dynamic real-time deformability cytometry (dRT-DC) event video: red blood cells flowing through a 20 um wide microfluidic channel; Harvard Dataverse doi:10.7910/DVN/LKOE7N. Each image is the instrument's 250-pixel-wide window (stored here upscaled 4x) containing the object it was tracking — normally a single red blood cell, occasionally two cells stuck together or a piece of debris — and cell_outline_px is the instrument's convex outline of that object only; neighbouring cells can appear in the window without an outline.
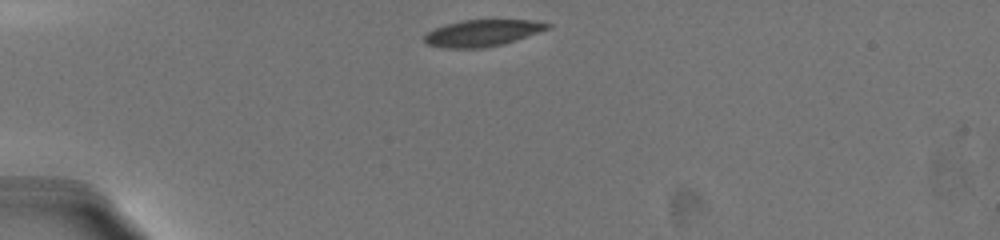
{"species": "common noctule bat (a hibernating species)", "species_latin": "Nyctalus noctula", "temperature_condition": "warm", "stored_images_in_passage": 47, "camera_frame_rate_fps": 3000, "um_per_image_px": 0.085, "animal": {"sex": "female", "body_mass_g": 19.5, "forearm_length_mm": 54.1}, "frame": {"image": 1, "passage_image": 1, "time_ms": 0.0, "image_size_px": [1000, 240], "cell_outline_px": [[552, 28], [540, 32], [500, 44], [480, 48], [444, 48], [428, 44], [424, 40], [424, 36], [428, 32], [436, 28], [460, 20], [532, 20], [552, 24]], "centroid_in_image_um": [41.02, 2.79], "position_along_channel_um": 44.0, "area_um2": 18.79}}
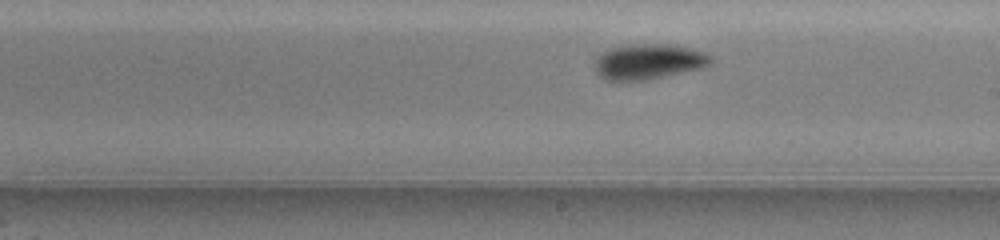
{"frame": {"image": 2, "passage_image": 26, "time_ms": 6.333, "image_size_px": [1000, 240], "cell_outline_px": [[712, 60], [708, 64], [700, 68], [644, 80], [604, 80], [596, 72], [592, 64], [604, 52], [612, 48], [632, 44], [668, 44], [692, 48], [704, 52], [712, 56]], "centroid_in_image_um": [55.1, 5.23], "position_along_channel_um": 233.9, "area_um2": 23.58}}
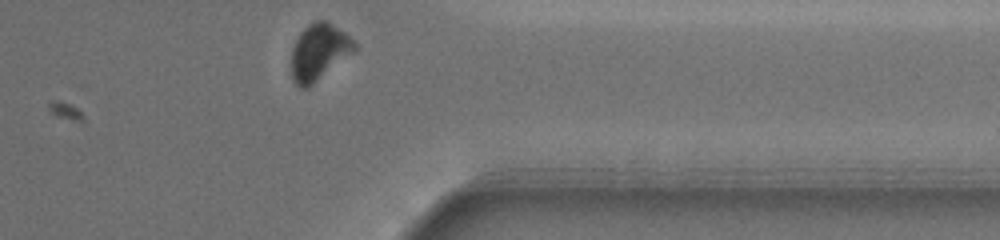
{"frame": {"image": 3, "passage_image": 46, "time_ms": 10.667, "image_size_px": [1000, 240], "cell_outline_px": [[360, 48], [356, 52], [308, 88], [300, 88], [292, 80], [292, 48], [300, 32], [308, 24], [316, 20], [328, 20], [344, 32]], "centroid_in_image_um": [27.15, 4.42], "position_along_channel_um": 384.3, "area_um2": 21.1}, "authors_computed_cell_mechanics": {"area_um2": 22.5998, "velocity_mm_per_s": 3.589, "shape_relaxation_time_tau1_ms": 2.6506, "shape_relaxation_time_tau2_ms": 1.3475, "deformation_change_tau1": 0.1194, "deformation_change_tau2": 0.0504}}